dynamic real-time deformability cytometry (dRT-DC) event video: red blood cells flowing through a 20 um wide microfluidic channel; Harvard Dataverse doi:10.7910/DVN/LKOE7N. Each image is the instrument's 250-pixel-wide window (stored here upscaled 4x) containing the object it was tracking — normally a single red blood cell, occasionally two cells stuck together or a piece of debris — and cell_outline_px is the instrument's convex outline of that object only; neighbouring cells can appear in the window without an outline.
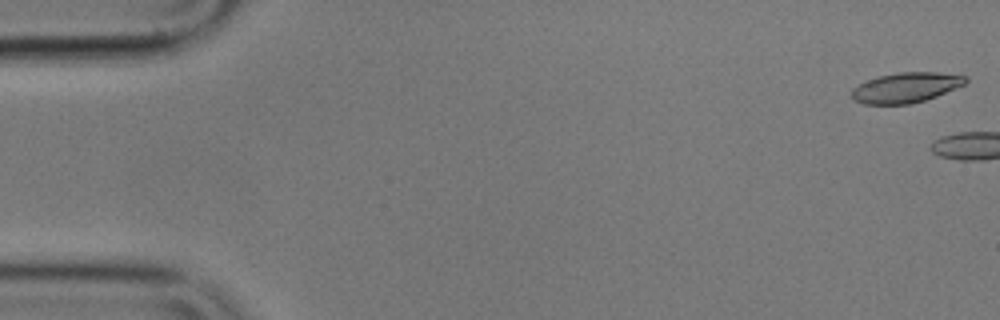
{"species": "common noctule bat (a hibernating species)", "species_latin": "Nyctalus noctula", "temperature_condition": "cold", "stored_images_in_passage": 9, "camera_frame_rate_fps": 3000, "um_per_image_px": 0.085, "animal": {"sex": "male", "body_mass_g": 17.9}, "frame": {"image": 1, "passage_image": 1, "time_ms": 0.0, "image_size_px": [1000, 320], "cell_outline_px": [[968, 80], [964, 84], [956, 88], [936, 96], [912, 104], [864, 104], [856, 100], [852, 96], [852, 88], [868, 80], [880, 76], [896, 72], [940, 72], [968, 76]], "centroid_in_image_um": [77.04, 7.43], "position_along_channel_um": 8.0, "area_um2": 19.88}}